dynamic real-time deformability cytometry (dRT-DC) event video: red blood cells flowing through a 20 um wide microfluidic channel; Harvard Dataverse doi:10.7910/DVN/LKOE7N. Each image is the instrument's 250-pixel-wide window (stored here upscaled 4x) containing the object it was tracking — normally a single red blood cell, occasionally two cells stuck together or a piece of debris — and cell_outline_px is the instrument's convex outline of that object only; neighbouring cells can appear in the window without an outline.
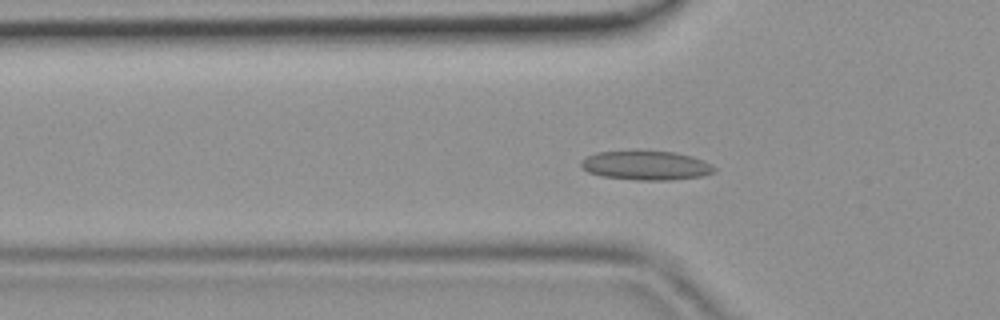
{"species": "common noctule bat (a hibernating species)", "species_latin": "Nyctalus noctula", "temperature_condition": "room temperature", "stored_images_in_passage": 45, "camera_frame_rate_fps": 3000, "um_per_image_px": 0.085, "animal": {"sex": "female", "body_mass_g": 19.9}, "frame": {"image": 1, "passage_image": 15, "time_ms": 4.667, "image_size_px": [1000, 320], "cell_outline_px": [[716, 172], [704, 176], [672, 180], [636, 180], [600, 176], [588, 172], [580, 168], [580, 160], [596, 152], [636, 148], [676, 152], [692, 156], [716, 168]], "centroid_in_image_um": [54.85, 14.02], "position_along_channel_um": 71.0, "area_um2": 23.64}}
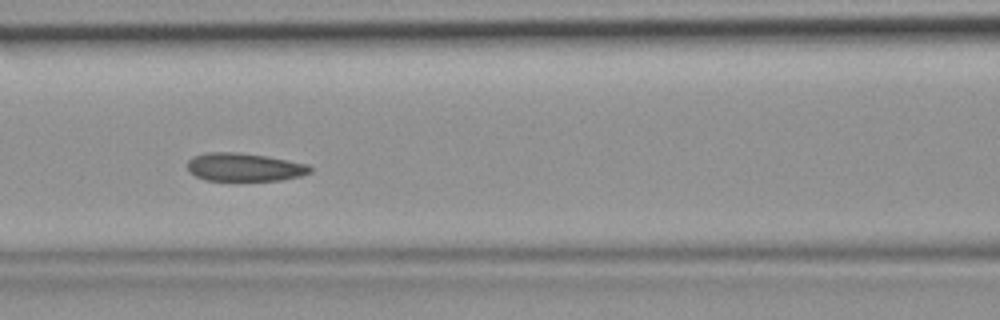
{"frame": {"image": 2, "passage_image": 20, "time_ms": 6.333, "image_size_px": [1000, 320], "cell_outline_px": [[312, 172], [300, 176], [280, 180], [208, 180], [196, 176], [188, 172], [188, 160], [192, 156], [208, 152], [236, 152], [264, 156], [288, 160], [308, 164], [312, 168]], "centroid_in_image_um": [20.76, 14.2], "position_along_channel_um": 145.8, "area_um2": 20.06}}
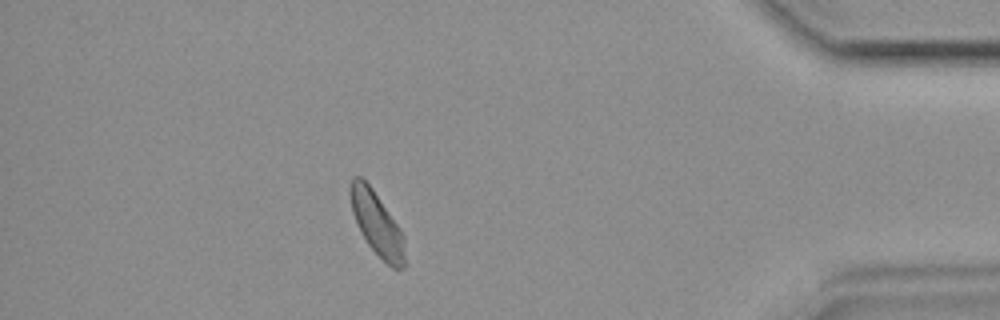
{"frame": {"image": 3, "passage_image": 40, "time_ms": 13.0, "image_size_px": [1000, 320], "cell_outline_px": [[404, 268], [392, 268], [368, 244], [352, 212], [348, 192], [348, 188], [352, 176], [360, 176], [372, 188], [404, 236]], "centroid_in_image_um": [31.99, 18.96], "position_along_channel_um": 403.2, "area_um2": 19.59}}